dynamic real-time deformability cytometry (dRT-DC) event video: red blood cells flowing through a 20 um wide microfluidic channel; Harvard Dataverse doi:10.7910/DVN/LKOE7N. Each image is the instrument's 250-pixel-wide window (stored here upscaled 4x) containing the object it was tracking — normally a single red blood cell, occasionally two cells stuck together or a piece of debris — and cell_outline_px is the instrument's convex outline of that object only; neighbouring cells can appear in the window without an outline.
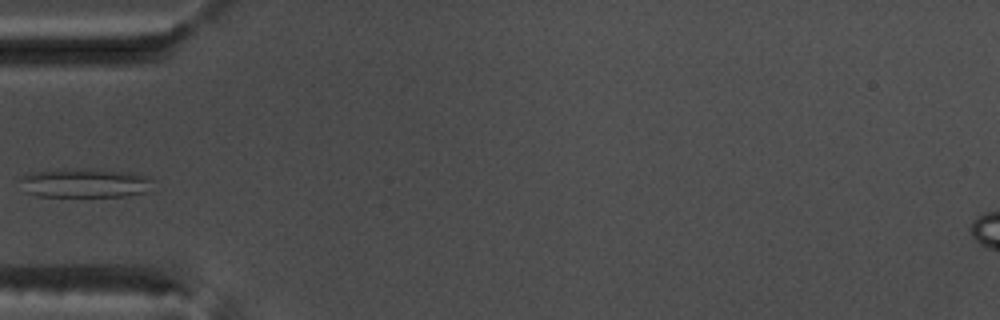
{"species": "common noctule bat (a hibernating species)", "species_latin": "Nyctalus noctula", "temperature_condition": "warm", "stored_images_in_passage": 37, "camera_frame_rate_fps": 3000, "um_per_image_px": 0.085, "animal": {"sex": "male", "body_mass_g": 17.5, "forearm_length_mm": 52.3}, "frame": {"image": 1, "passage_image": 1, "time_ms": 0.0, "image_size_px": [1000, 320], "cell_outline_px": [[152, 180], [144, 192], [124, 196], [36, 196], [28, 192], [20, 180], [20, 176], [28, 172], [60, 168], [100, 168], [136, 172], [152, 176]], "centroid_in_image_um": [7.22, 15.5], "position_along_channel_um": 77.8, "area_um2": 23.12}}
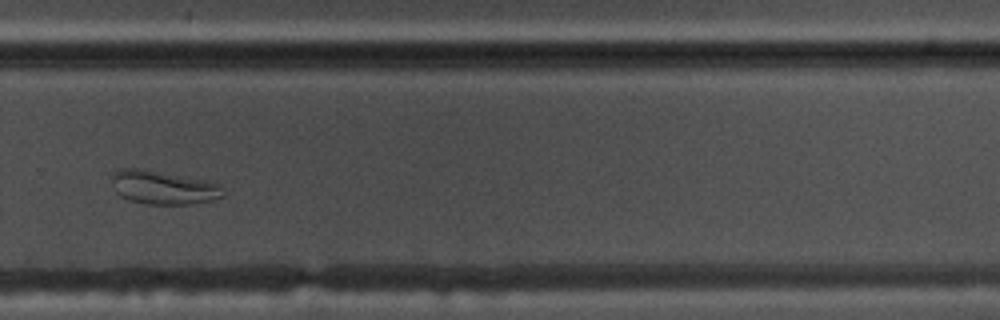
{"frame": {"image": 2, "passage_image": 20, "time_ms": 6.333, "image_size_px": [1000, 320], "cell_outline_px": [[224, 196], [192, 204], [144, 204], [128, 200], [120, 196], [116, 192], [112, 184], [112, 172], [120, 168], [140, 168], [220, 184]], "centroid_in_image_um": [13.79, 15.94], "position_along_channel_um": 316.0, "area_um2": 21.5}}
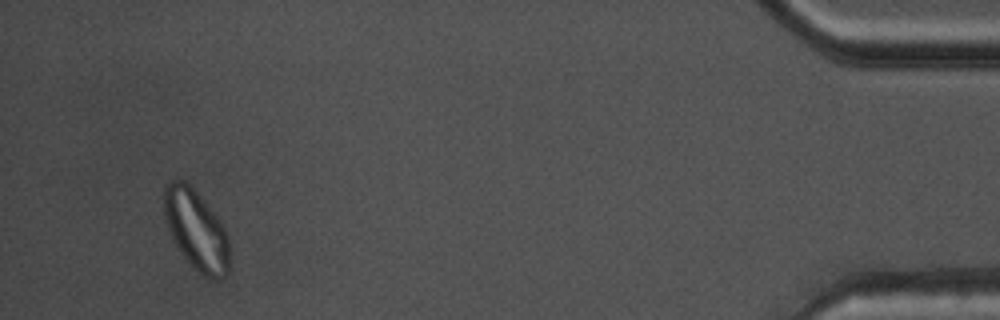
{"frame": {"image": 3, "passage_image": 34, "time_ms": 11.0, "image_size_px": [1000, 320], "cell_outline_px": [[228, 272], [224, 280], [212, 280], [204, 276], [180, 252], [172, 236], [164, 212], [164, 184], [168, 180], [184, 180], [204, 200], [220, 220], [228, 236]], "centroid_in_image_um": [16.69, 19.54], "position_along_channel_um": 418.5, "area_um2": 30.17}}